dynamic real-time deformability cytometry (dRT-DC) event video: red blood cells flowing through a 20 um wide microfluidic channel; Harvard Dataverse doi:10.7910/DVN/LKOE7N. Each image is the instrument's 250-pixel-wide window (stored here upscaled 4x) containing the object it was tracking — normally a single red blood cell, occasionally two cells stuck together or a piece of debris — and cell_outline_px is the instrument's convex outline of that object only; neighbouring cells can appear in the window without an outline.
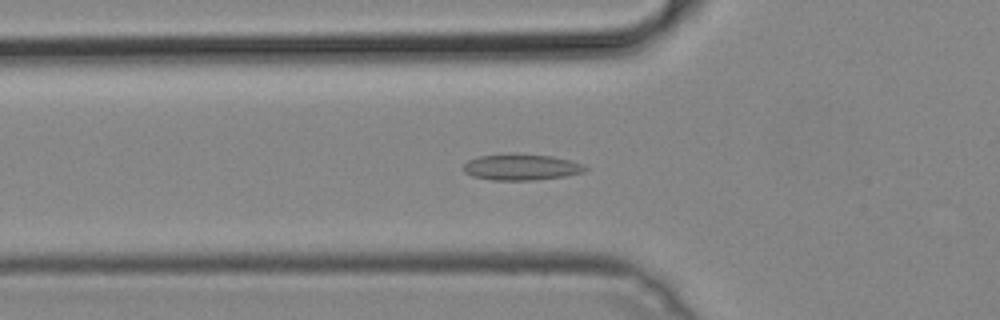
{"species": "common noctule bat (a hibernating species)", "species_latin": "Nyctalus noctula", "temperature_condition": "cold", "stored_images_in_passage": 51, "camera_frame_rate_fps": 3000, "um_per_image_px": 0.085, "animal": {"sex": "male", "body_mass_g": 19.2, "forearm_length_mm": 51.8}, "frame": {"image": 1, "passage_image": 18, "time_ms": 5.667, "image_size_px": [1000, 320], "cell_outline_px": [[588, 168], [584, 172], [568, 176], [532, 180], [492, 180], [472, 176], [464, 172], [464, 164], [468, 160], [480, 156], [512, 152], [552, 156], [584, 164]], "centroid_in_image_um": [44.32, 14.19], "position_along_channel_um": 81.5, "area_um2": 18.84}}
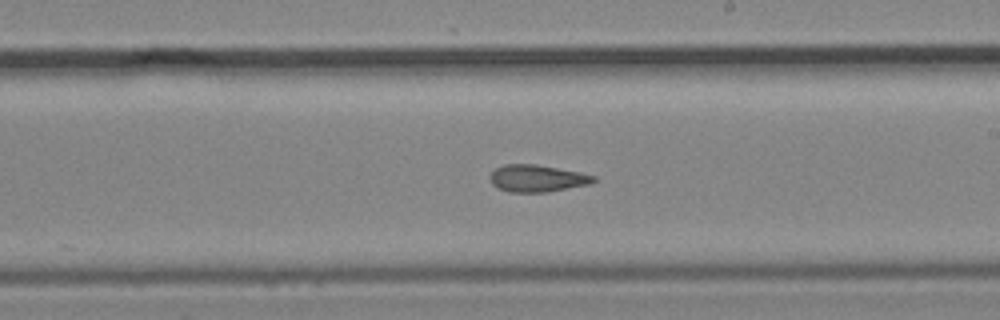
{"frame": {"image": 2, "passage_image": 30, "time_ms": 9.667, "image_size_px": [1000, 320], "cell_outline_px": [[596, 180], [588, 184], [548, 192], [508, 192], [496, 188], [492, 184], [488, 176], [496, 168], [504, 164], [536, 164], [580, 172], [596, 176]], "centroid_in_image_um": [45.61, 15.16], "position_along_channel_um": 243.4, "area_um2": 16.42}}
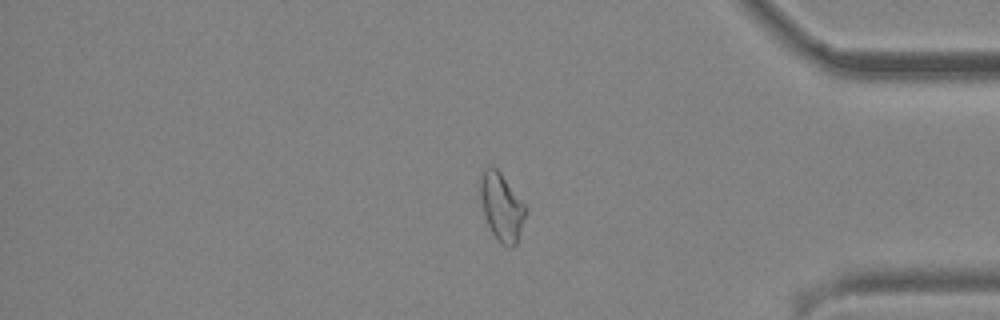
{"frame": {"image": 3, "passage_image": 43, "time_ms": 14.0, "image_size_px": [1000, 320], "cell_outline_px": [[528, 208], [516, 244], [512, 248], [508, 248], [492, 232], [488, 224], [480, 200], [480, 176], [484, 168], [488, 164], [492, 164], [500, 172]], "centroid_in_image_um": [42.63, 17.53], "position_along_channel_um": 392.6, "area_um2": 17.8}}